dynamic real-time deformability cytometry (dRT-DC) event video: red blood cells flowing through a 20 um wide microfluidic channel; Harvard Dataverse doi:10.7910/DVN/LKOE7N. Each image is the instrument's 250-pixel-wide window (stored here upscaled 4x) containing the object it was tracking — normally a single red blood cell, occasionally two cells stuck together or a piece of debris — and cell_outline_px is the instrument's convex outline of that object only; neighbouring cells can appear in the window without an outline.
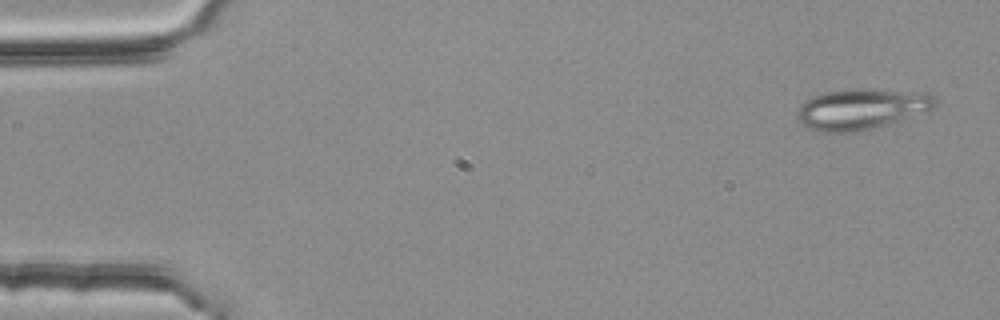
{"species": "common noctule bat (a hibernating species)", "species_latin": "Nyctalus noctula", "temperature_condition": "room temperature", "stored_images_in_passage": 4, "camera_frame_rate_fps": 3000, "um_per_image_px": 0.085, "animal": {"sex": "female", "body_mass_g": 25.1}, "frame": {"image": 1, "passage_image": 1, "time_ms": 0.0, "image_size_px": [1000, 320], "cell_outline_px": [[936, 104], [932, 108], [904, 120], [856, 132], [820, 132], [808, 128], [800, 124], [796, 116], [796, 112], [800, 104], [812, 96], [824, 92], [856, 88], [864, 88], [928, 92], [936, 100]], "centroid_in_image_um": [73.19, 9.26], "position_along_channel_um": 11.8, "area_um2": 33.18}}